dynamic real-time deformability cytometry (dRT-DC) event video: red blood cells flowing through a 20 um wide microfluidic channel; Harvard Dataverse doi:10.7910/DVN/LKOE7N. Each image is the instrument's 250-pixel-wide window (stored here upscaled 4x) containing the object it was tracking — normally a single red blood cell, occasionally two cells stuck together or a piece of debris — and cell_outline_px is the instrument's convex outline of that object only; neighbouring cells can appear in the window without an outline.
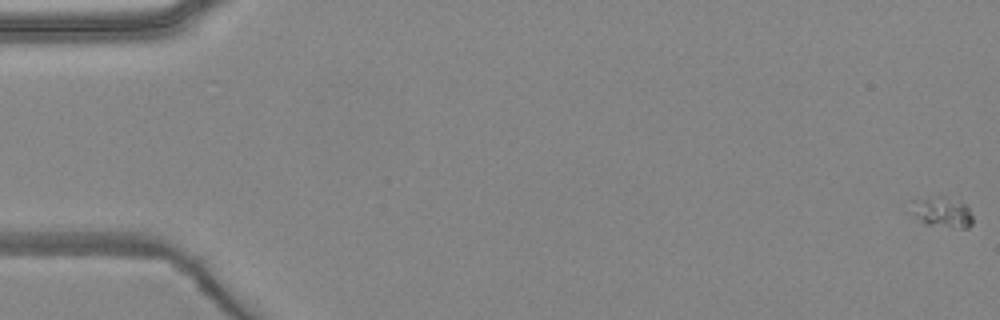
{"species": "common noctule bat (a hibernating species)", "species_latin": "Nyctalus noctula", "temperature_condition": "warm", "stored_images_in_passage": 5, "camera_frame_rate_fps": 3000, "um_per_image_px": 0.085, "animal": {"sex": "female", "body_mass_g": 24.6, "forearm_length_mm": 56.2}, "frame": {"image": 1, "passage_image": 1, "time_ms": 0.0, "image_size_px": [1000, 320], "cell_outline_px": [[972, 224], [968, 228], [960, 228], [928, 224], [916, 216], [912, 212], [912, 200], [936, 196], [944, 196], [960, 200], [968, 208], [972, 216]], "centroid_in_image_um": [80.13, 18.01], "position_along_channel_um": 4.9, "area_um2": 10.75}}